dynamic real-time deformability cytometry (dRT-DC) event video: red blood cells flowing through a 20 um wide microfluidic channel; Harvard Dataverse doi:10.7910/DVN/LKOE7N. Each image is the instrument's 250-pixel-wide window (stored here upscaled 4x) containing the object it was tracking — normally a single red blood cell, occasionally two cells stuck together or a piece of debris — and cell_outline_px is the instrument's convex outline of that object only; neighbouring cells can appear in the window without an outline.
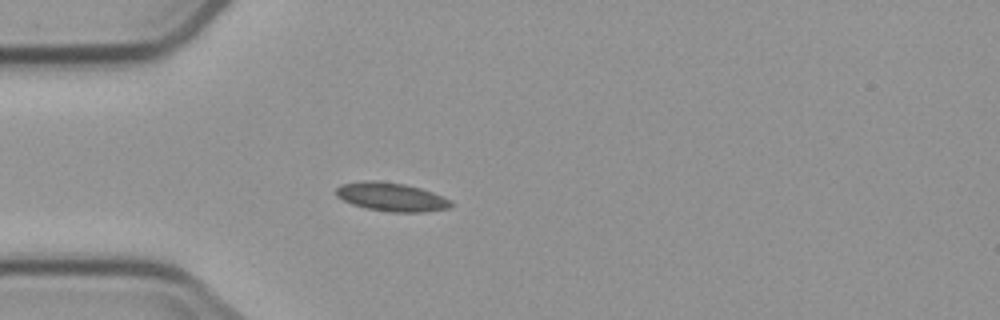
{"species": "common noctule bat (a hibernating species)", "species_latin": "Nyctalus noctula", "temperature_condition": "cold", "stored_images_in_passage": 5, "camera_frame_rate_fps": 3000, "um_per_image_px": 0.085, "animal": {"sex": "male", "body_mass_g": 23.1, "forearm_length_mm": 52.7}, "frame": {"image": 1, "passage_image": 5, "time_ms": 5.0, "image_size_px": [1000, 320], "cell_outline_px": [[452, 204], [448, 208], [424, 212], [388, 212], [364, 208], [352, 204], [336, 196], [336, 188], [344, 184], [404, 184], [420, 188], [432, 192], [448, 200]], "centroid_in_image_um": [33.31, 16.81], "position_along_channel_um": 51.7, "area_um2": 17.92}}